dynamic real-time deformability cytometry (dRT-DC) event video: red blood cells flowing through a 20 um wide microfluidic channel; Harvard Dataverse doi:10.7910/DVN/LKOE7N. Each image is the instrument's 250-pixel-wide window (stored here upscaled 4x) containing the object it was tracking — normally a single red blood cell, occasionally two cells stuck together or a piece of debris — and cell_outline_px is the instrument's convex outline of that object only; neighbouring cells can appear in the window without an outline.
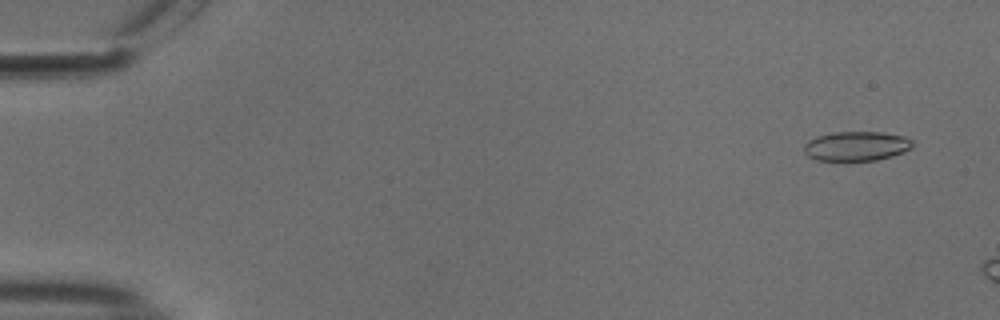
{"species": "common noctule bat (a hibernating species)", "species_latin": "Nyctalus noctula", "temperature_condition": "cold", "stored_images_in_passage": 10, "camera_frame_rate_fps": 3000, "um_per_image_px": 0.085, "animal": {"sex": "male", "body_mass_g": 18.8}, "frame": {"image": 1, "passage_image": 4, "time_ms": 1.0, "image_size_px": [1000, 320], "cell_outline_px": [[912, 148], [904, 152], [892, 156], [876, 160], [816, 160], [808, 156], [804, 152], [804, 144], [808, 140], [816, 136], [836, 132], [884, 132], [904, 136], [912, 140]], "centroid_in_image_um": [72.79, 12.41], "position_along_channel_um": 12.2, "area_um2": 18.67}}